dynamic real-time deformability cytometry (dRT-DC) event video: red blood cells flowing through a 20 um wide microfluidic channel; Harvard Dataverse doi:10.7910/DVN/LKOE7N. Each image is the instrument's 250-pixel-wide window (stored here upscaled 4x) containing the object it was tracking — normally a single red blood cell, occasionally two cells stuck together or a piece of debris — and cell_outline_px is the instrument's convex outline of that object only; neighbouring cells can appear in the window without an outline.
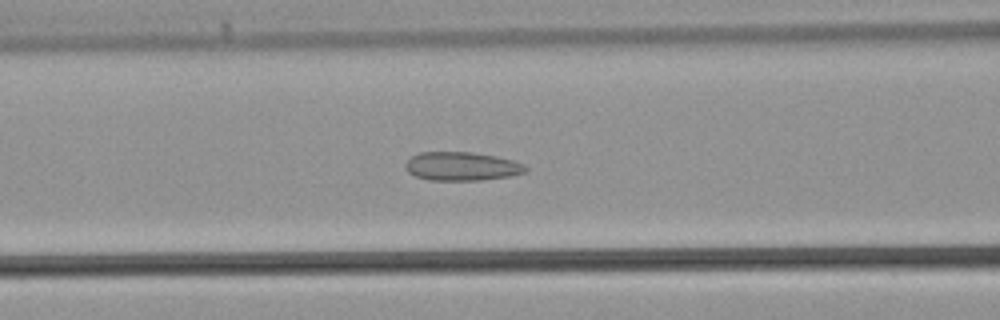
{"species": "common noctule bat (a hibernating species)", "species_latin": "Nyctalus noctula", "temperature_condition": "warm", "stored_images_in_passage": 36, "camera_frame_rate_fps": 3000, "um_per_image_px": 0.085, "animal": {"sex": "male", "body_mass_g": 21.5, "forearm_length_mm": 52.0}, "frame": {"image": 1, "passage_image": 11, "time_ms": 3.333, "image_size_px": [1000, 320], "cell_outline_px": [[528, 168], [524, 172], [512, 176], [484, 180], [428, 180], [416, 176], [408, 172], [404, 168], [404, 164], [412, 156], [420, 152], [472, 152], [496, 156], [512, 160], [524, 164]], "centroid_in_image_um": [39.24, 14.14], "position_along_channel_um": 127.4, "area_um2": 20.17}}
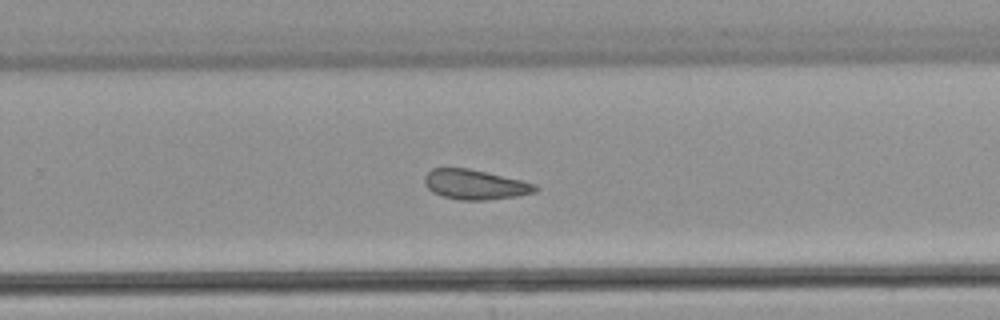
{"frame": {"image": 2, "passage_image": 21, "time_ms": 6.667, "image_size_px": [1000, 320], "cell_outline_px": [[540, 188], [536, 192], [516, 196], [484, 200], [460, 200], [444, 196], [432, 192], [424, 184], [424, 176], [432, 168], [468, 168], [520, 180], [536, 184]], "centroid_in_image_um": [40.37, 15.69], "position_along_channel_um": 289.4, "area_um2": 19.13}}
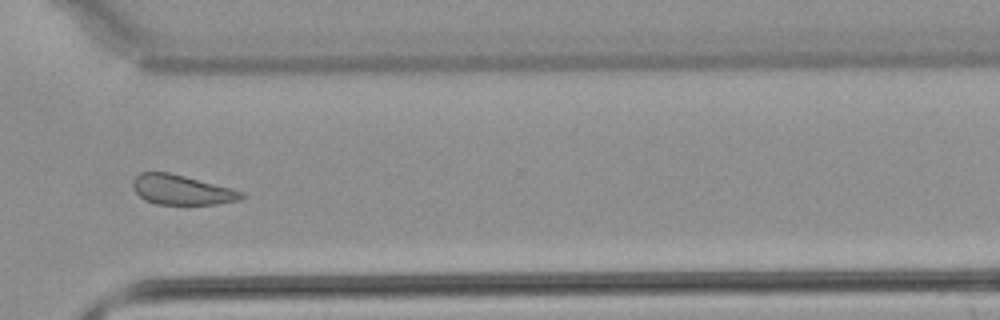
{"frame": {"image": 3, "passage_image": 25, "time_ms": 8.0, "image_size_px": [1000, 320], "cell_outline_px": [[244, 196], [240, 200], [216, 204], [156, 204], [144, 200], [136, 192], [132, 184], [132, 180], [140, 172], [168, 172], [232, 188], [244, 192]], "centroid_in_image_um": [15.44, 16.14], "position_along_channel_um": 355.2, "area_um2": 18.79}}